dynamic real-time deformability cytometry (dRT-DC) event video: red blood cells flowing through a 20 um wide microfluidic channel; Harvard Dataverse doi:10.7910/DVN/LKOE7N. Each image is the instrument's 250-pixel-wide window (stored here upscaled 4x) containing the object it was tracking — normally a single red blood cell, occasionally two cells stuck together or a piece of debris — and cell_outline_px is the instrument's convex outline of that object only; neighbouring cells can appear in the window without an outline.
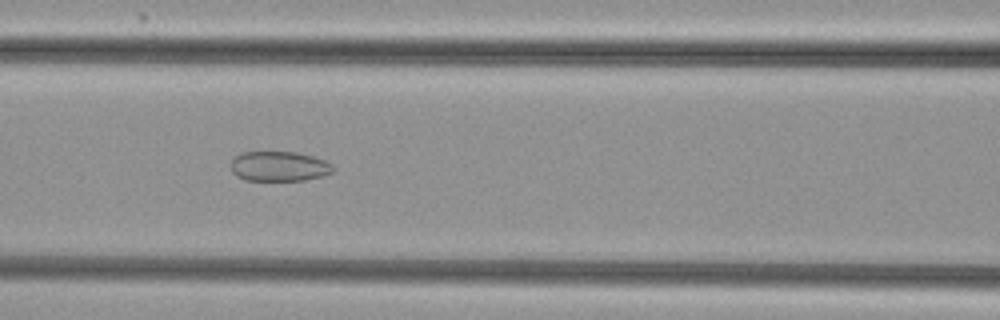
{"species": "common noctule bat (a hibernating species)", "species_latin": "Nyctalus noctula", "temperature_condition": "cold", "stored_images_in_passage": 40, "camera_frame_rate_fps": 3000, "um_per_image_px": 0.085, "animal": {"sex": "female", "body_mass_g": 29.2, "forearm_length_mm": 56.3}, "frame": {"image": 1, "passage_image": 10, "time_ms": 3.0, "image_size_px": [1000, 320], "cell_outline_px": [[336, 168], [332, 172], [324, 176], [304, 180], [244, 180], [236, 176], [232, 172], [232, 160], [240, 152], [296, 152], [312, 156], [324, 160], [332, 164]], "centroid_in_image_um": [23.74, 14.14], "position_along_channel_um": 142.9, "area_um2": 17.86}}
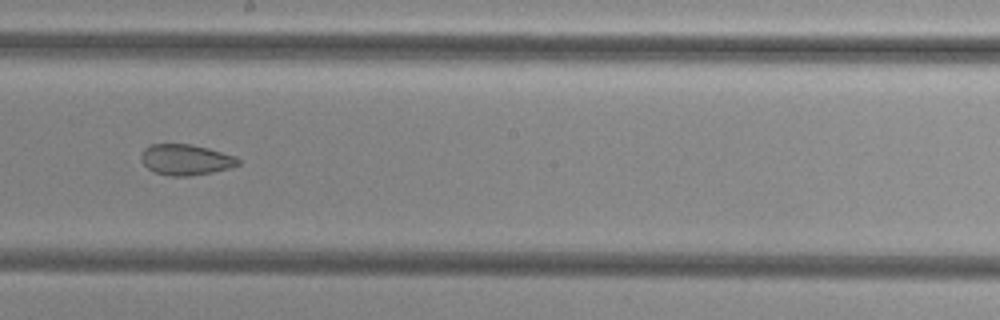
{"frame": {"image": 2, "passage_image": 17, "time_ms": 5.333, "image_size_px": [1000, 320], "cell_outline_px": [[240, 164], [228, 168], [212, 172], [188, 176], [168, 176], [156, 172], [148, 168], [140, 160], [140, 156], [144, 148], [152, 144], [192, 144], [208, 148], [236, 156], [240, 160]], "centroid_in_image_um": [15.78, 13.57], "position_along_channel_um": 232.4, "area_um2": 17.4}}
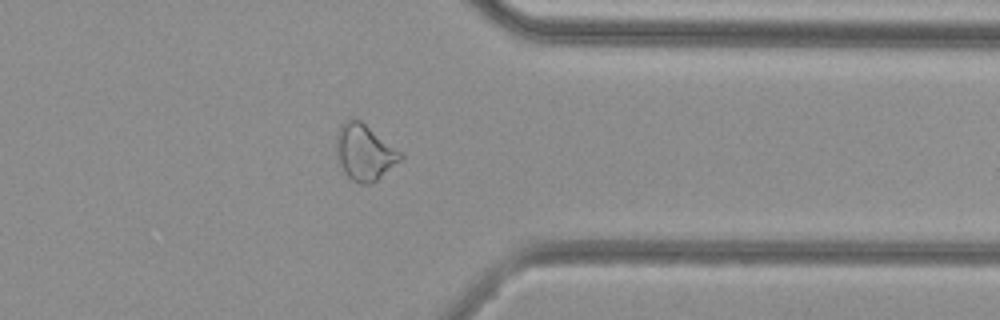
{"frame": {"image": 3, "passage_image": 29, "time_ms": 9.333, "image_size_px": [1000, 320], "cell_outline_px": [[404, 156], [400, 160], [376, 180], [368, 184], [360, 184], [352, 180], [344, 172], [340, 164], [336, 152], [336, 132], [340, 124], [348, 116], [360, 120], [400, 152]], "centroid_in_image_um": [30.92, 12.91], "position_along_channel_um": 380.5, "area_um2": 20.69}, "authors_computed_cell_mechanics": {"area_um2": 20.1144, "velocity_mm_per_s": 3.848, "shape_relaxation_time_tau1_ms": null, "shape_relaxation_time_tau2_ms": 2.1152, "deformation_change_tau1": null, "deformation_change_tau2": 0.08}}